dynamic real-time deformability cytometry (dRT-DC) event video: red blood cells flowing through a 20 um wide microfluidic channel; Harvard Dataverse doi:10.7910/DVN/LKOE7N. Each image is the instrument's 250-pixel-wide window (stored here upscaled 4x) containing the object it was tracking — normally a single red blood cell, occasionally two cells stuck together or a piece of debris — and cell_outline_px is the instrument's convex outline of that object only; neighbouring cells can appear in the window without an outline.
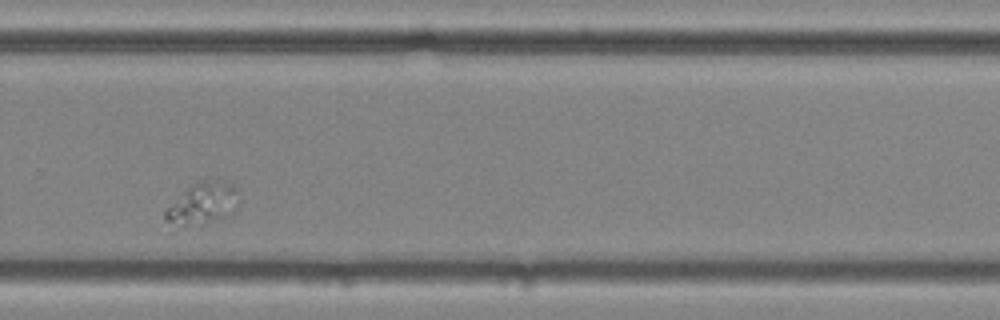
{"species": "common noctule bat (a hibernating species)", "species_latin": "Nyctalus noctula", "temperature_condition": "cold", "stored_images_in_passage": 57, "segment_of_instrument_passage": [2, 2], "camera_frame_rate_fps": 3000, "um_per_image_px": 0.085, "animal": {"sex": "female", "body_mass_g": 25.1}, "frame": {"image": 1, "passage_image": 42, "time_ms": 13.667, "image_size_px": [1000, 320], "cell_outline_px": [[240, 204], [232, 212], [224, 216], [176, 232], [172, 232], [164, 220], [164, 212], [188, 188], [204, 180], [224, 180], [232, 184], [240, 192]], "centroid_in_image_um": [17.19, 17.39], "position_along_channel_um": 312.6, "area_um2": 18.5}}
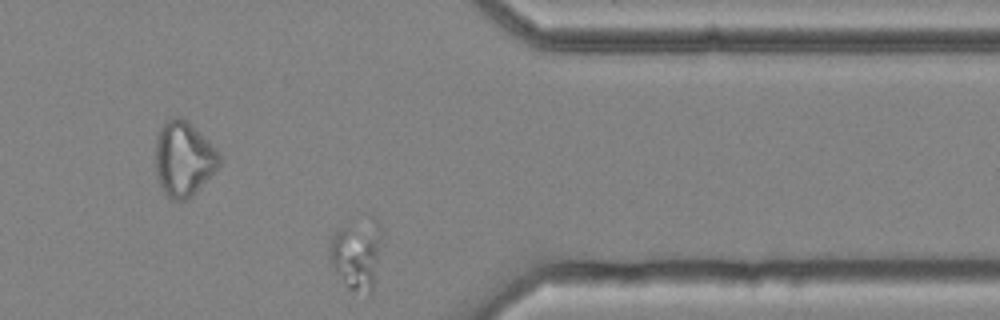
{"frame": {"image": 2, "passage_image": 49, "time_ms": 16.0, "image_size_px": [1000, 320], "cell_outline_px": [[380, 236], [372, 292], [368, 296], [352, 292], [348, 288], [332, 264], [328, 248], [332, 236], [348, 220], [372, 212], [376, 216], [380, 224]], "centroid_in_image_um": [30.33, 21.47], "position_along_channel_um": 381.1, "area_um2": 22.08}}
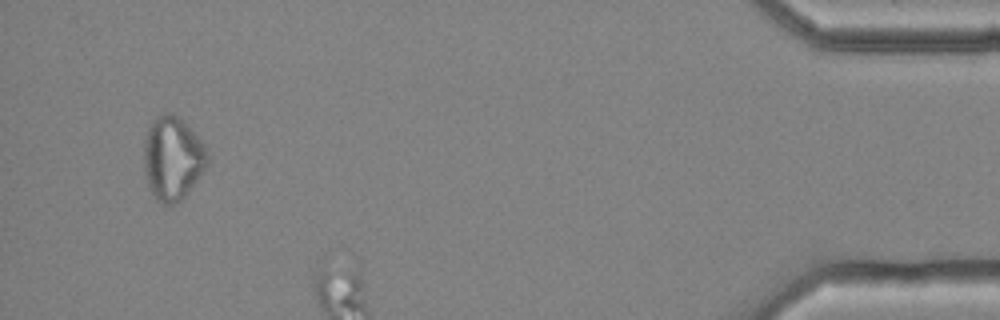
{"frame": {"image": 3, "passage_image": 55, "time_ms": 18.0, "image_size_px": [1000, 320], "cell_outline_px": [[208, 164], [200, 176], [184, 196], [180, 200], [172, 204], [160, 204], [156, 200], [148, 184], [144, 168], [144, 140], [148, 128], [152, 120], [156, 116], [164, 112], [172, 112], [184, 120], [208, 148]], "centroid_in_image_um": [14.68, 13.41], "position_along_channel_um": 420.5, "area_um2": 31.21}}